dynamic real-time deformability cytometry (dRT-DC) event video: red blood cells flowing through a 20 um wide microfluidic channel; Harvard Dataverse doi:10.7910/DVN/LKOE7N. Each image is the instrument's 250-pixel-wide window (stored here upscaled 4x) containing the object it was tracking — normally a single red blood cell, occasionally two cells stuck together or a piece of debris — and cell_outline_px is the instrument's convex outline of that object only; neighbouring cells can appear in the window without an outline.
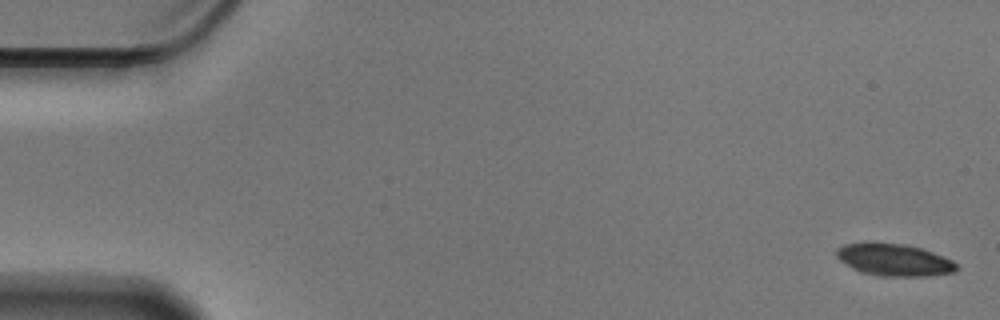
{"species": "Egyptian fruit bat (a non-hibernating species)", "species_latin": "Rousettus aegyptiacus", "temperature_condition": "cold", "stored_images_in_passage": 52, "camera_frame_rate_fps": 3000, "um_per_image_px": 0.085, "animal": {"sex": "male"}, "frame": {"image": 1, "passage_image": 1, "time_ms": 0.0, "image_size_px": [1000, 320], "cell_outline_px": [[960, 268], [952, 272], [928, 276], [884, 276], [864, 272], [852, 268], [844, 264], [836, 256], [836, 248], [844, 244], [860, 240], [872, 240], [904, 244], [924, 248], [952, 260]], "centroid_in_image_um": [75.94, 22.03], "position_along_channel_um": 9.1, "area_um2": 23.12}}
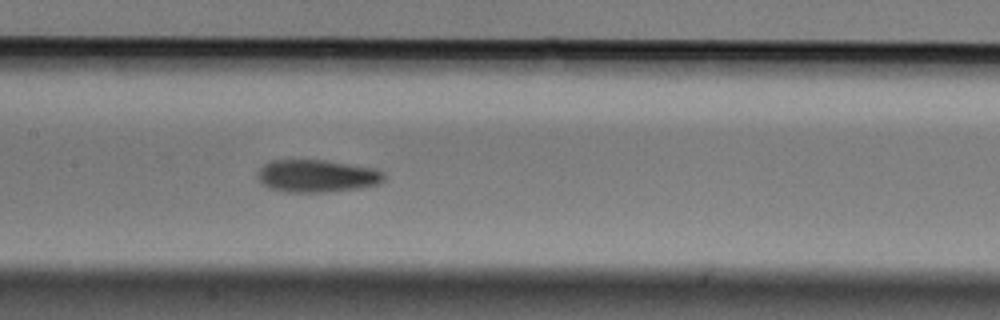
{"frame": {"image": 2, "passage_image": 27, "time_ms": 8.667, "image_size_px": [1000, 320], "cell_outline_px": [[384, 180], [380, 184], [360, 188], [324, 192], [288, 192], [268, 188], [260, 184], [256, 176], [260, 168], [264, 164], [272, 160], [324, 160], [376, 168], [384, 172]], "centroid_in_image_um": [26.93, 14.96], "position_along_channel_um": 180.5, "area_um2": 24.22}}
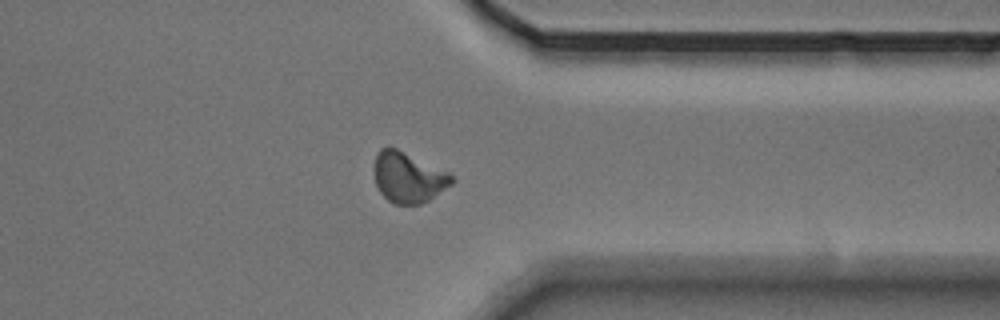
{"frame": {"image": 3, "passage_image": 44, "time_ms": 14.333, "image_size_px": [1000, 320], "cell_outline_px": [[456, 180], [452, 184], [428, 200], [420, 204], [396, 204], [388, 200], [380, 192], [376, 184], [372, 168], [376, 156], [380, 148], [396, 148], [448, 172]], "centroid_in_image_um": [34.68, 15.08], "position_along_channel_um": 376.7, "area_um2": 22.66}, "authors_computed_cell_mechanics": {"area_um2": 22.831, "velocity_mm_per_s": 3.5357, "shape_relaxation_time_tau1_ms": 5.4434, "shape_relaxation_time_tau2_ms": 4.5385, "deformation_change_tau1": 0.1188, "deformation_change_tau2": 0.1021}}